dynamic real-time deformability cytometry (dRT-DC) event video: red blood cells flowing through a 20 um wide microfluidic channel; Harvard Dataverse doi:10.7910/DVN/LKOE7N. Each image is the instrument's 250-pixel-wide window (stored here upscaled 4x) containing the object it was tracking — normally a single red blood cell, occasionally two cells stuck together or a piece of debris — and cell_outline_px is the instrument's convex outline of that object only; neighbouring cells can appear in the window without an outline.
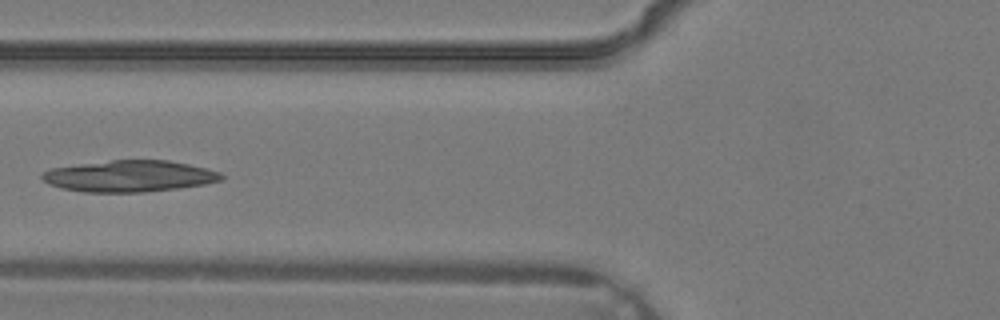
{"species": "common noctule bat (a hibernating species)", "species_latin": "Nyctalus noctula", "temperature_condition": "warm", "stored_images_in_passage": 3, "camera_frame_rate_fps": 3000, "um_per_image_px": 0.085, "animal": {"sex": "male", "body_mass_g": 19.2, "forearm_length_mm": 51.8}, "frame": {"image": 1, "passage_image": 3, "time_ms": 0.667, "image_size_px": [1000, 320], "cell_outline_px": [[224, 180], [204, 184], [180, 188], [144, 192], [84, 192], [60, 188], [48, 184], [40, 176], [40, 172], [52, 168], [112, 160], [168, 160], [188, 164], [220, 172], [224, 176]], "centroid_in_image_um": [10.99, 14.98], "position_along_channel_um": 114.8, "area_um2": 32.83}}